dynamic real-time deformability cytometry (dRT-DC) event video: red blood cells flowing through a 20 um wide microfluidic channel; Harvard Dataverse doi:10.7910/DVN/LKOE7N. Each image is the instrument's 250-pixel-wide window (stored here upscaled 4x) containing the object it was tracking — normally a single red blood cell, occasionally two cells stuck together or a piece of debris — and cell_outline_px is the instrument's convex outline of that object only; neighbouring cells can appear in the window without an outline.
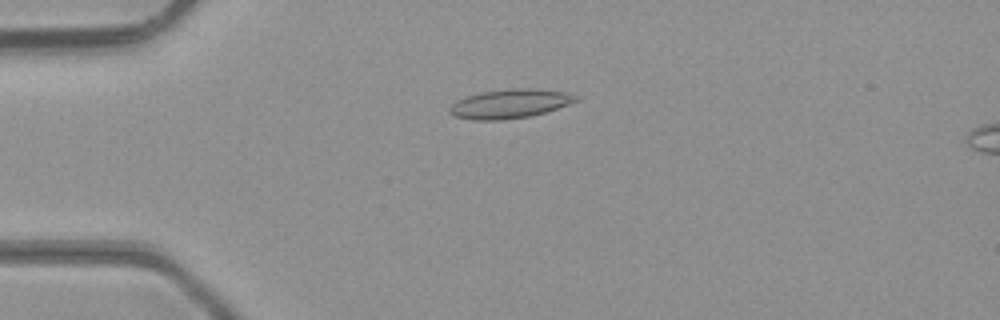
{"species": "common noctule bat (a hibernating species)", "species_latin": "Nyctalus noctula", "temperature_condition": "room temperature", "stored_images_in_passage": 47, "camera_frame_rate_fps": 3000, "um_per_image_px": 0.085, "animal": {"sex": "male", "body_mass_g": 23.1, "forearm_length_mm": 52.7}, "frame": {"image": 1, "passage_image": 12, "time_ms": 3.667, "image_size_px": [1000, 320], "cell_outline_px": [[580, 100], [532, 116], [504, 120], [472, 120], [456, 116], [448, 112], [448, 108], [456, 100], [468, 96], [484, 92], [516, 88], [536, 88], [568, 92], [580, 96]], "centroid_in_image_um": [43.38, 8.82], "position_along_channel_um": 41.6, "area_um2": 21.44}}
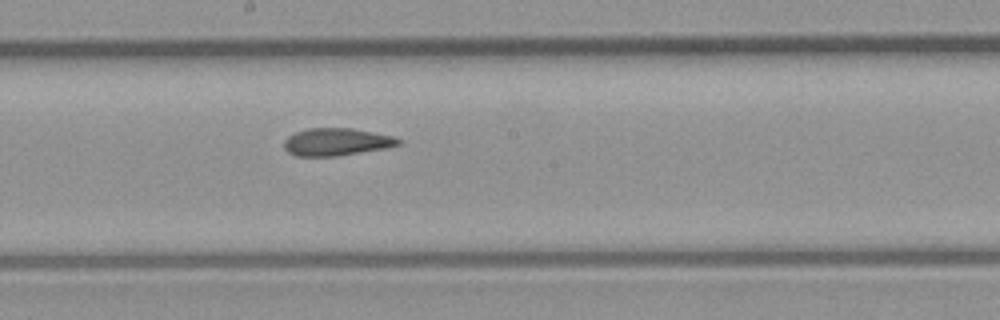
{"frame": {"image": 2, "passage_image": 26, "time_ms": 8.333, "image_size_px": [1000, 320], "cell_outline_px": [[404, 140], [400, 144], [384, 148], [336, 156], [296, 156], [288, 152], [284, 148], [284, 140], [288, 136], [296, 132], [308, 128], [352, 128], [392, 136]], "centroid_in_image_um": [28.58, 12.06], "position_along_channel_um": 219.6, "area_um2": 18.21}}
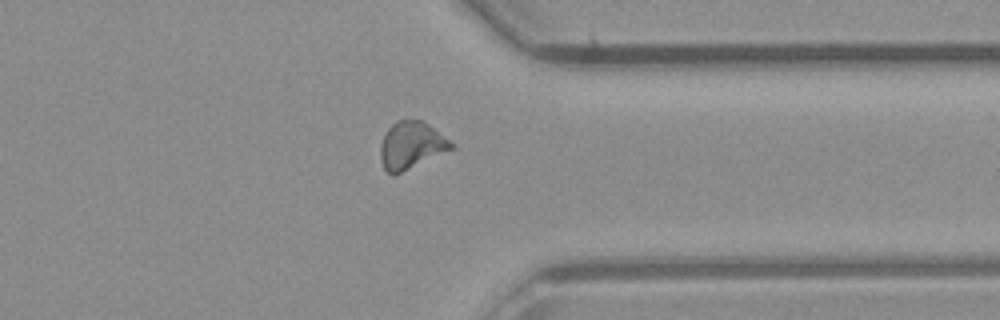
{"frame": {"image": 3, "passage_image": 37, "time_ms": 12.0, "image_size_px": [1000, 320], "cell_outline_px": [[456, 148], [396, 176], [392, 176], [384, 168], [380, 160], [380, 148], [384, 136], [388, 128], [396, 120], [424, 120], [456, 144]], "centroid_in_image_um": [35.0, 12.38], "position_along_channel_um": 376.4, "area_um2": 20.11}, "authors_computed_cell_mechanics": {"area_um2": 19.074, "velocity_mm_per_s": 4.3914, "shape_relaxation_time_tau1_ms": null, "shape_relaxation_time_tau2_ms": 2.3858, "deformation_change_tau1": null, "deformation_change_tau2": 0.1045}}